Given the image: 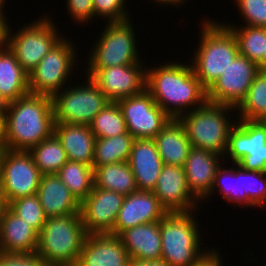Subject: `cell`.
Wrapping results in <instances>:
<instances>
[{"label":"cell","mask_w":266,"mask_h":266,"mask_svg":"<svg viewBox=\"0 0 266 266\" xmlns=\"http://www.w3.org/2000/svg\"><path fill=\"white\" fill-rule=\"evenodd\" d=\"M10 101L0 93V115L5 118Z\"/></svg>","instance_id":"46"},{"label":"cell","mask_w":266,"mask_h":266,"mask_svg":"<svg viewBox=\"0 0 266 266\" xmlns=\"http://www.w3.org/2000/svg\"><path fill=\"white\" fill-rule=\"evenodd\" d=\"M54 125L52 97L28 93L9 103L0 148L29 151L54 134Z\"/></svg>","instance_id":"2"},{"label":"cell","mask_w":266,"mask_h":266,"mask_svg":"<svg viewBox=\"0 0 266 266\" xmlns=\"http://www.w3.org/2000/svg\"><path fill=\"white\" fill-rule=\"evenodd\" d=\"M154 140L165 165L184 166L192 145L178 119H171Z\"/></svg>","instance_id":"26"},{"label":"cell","mask_w":266,"mask_h":266,"mask_svg":"<svg viewBox=\"0 0 266 266\" xmlns=\"http://www.w3.org/2000/svg\"><path fill=\"white\" fill-rule=\"evenodd\" d=\"M0 176L7 203L37 193L42 174L28 151L0 148Z\"/></svg>","instance_id":"12"},{"label":"cell","mask_w":266,"mask_h":266,"mask_svg":"<svg viewBox=\"0 0 266 266\" xmlns=\"http://www.w3.org/2000/svg\"><path fill=\"white\" fill-rule=\"evenodd\" d=\"M223 165L219 167L216 173V177L214 180V185L211 189L210 194L203 200L204 202L214 198L211 197L214 194H218L223 197V200L229 202L233 205L234 208L241 207H255L257 208L246 196L244 189L241 184V167L236 163H232V167L228 168L229 165L223 167ZM227 167V168H226ZM221 193V194H220ZM237 205V206H236Z\"/></svg>","instance_id":"28"},{"label":"cell","mask_w":266,"mask_h":266,"mask_svg":"<svg viewBox=\"0 0 266 266\" xmlns=\"http://www.w3.org/2000/svg\"><path fill=\"white\" fill-rule=\"evenodd\" d=\"M44 16V17H43ZM41 15L17 31L8 27L6 46L29 75L43 57L64 37L49 15ZM30 23V24H29ZM58 28V29H57Z\"/></svg>","instance_id":"8"},{"label":"cell","mask_w":266,"mask_h":266,"mask_svg":"<svg viewBox=\"0 0 266 266\" xmlns=\"http://www.w3.org/2000/svg\"><path fill=\"white\" fill-rule=\"evenodd\" d=\"M153 192L168 213L198 211L201 208L188 188L181 166L164 164Z\"/></svg>","instance_id":"17"},{"label":"cell","mask_w":266,"mask_h":266,"mask_svg":"<svg viewBox=\"0 0 266 266\" xmlns=\"http://www.w3.org/2000/svg\"><path fill=\"white\" fill-rule=\"evenodd\" d=\"M5 10L0 9V49L6 47L7 31L9 22L7 21ZM7 21V22H6Z\"/></svg>","instance_id":"43"},{"label":"cell","mask_w":266,"mask_h":266,"mask_svg":"<svg viewBox=\"0 0 266 266\" xmlns=\"http://www.w3.org/2000/svg\"><path fill=\"white\" fill-rule=\"evenodd\" d=\"M237 119L266 121V76L259 72L254 78L246 97L236 108Z\"/></svg>","instance_id":"34"},{"label":"cell","mask_w":266,"mask_h":266,"mask_svg":"<svg viewBox=\"0 0 266 266\" xmlns=\"http://www.w3.org/2000/svg\"><path fill=\"white\" fill-rule=\"evenodd\" d=\"M187 1L188 0H152L151 2L156 3V5L158 3L157 6H161V5L163 6L165 4L164 6H165V9H166V6H169V5H171V7L182 6L183 4L188 3Z\"/></svg>","instance_id":"45"},{"label":"cell","mask_w":266,"mask_h":266,"mask_svg":"<svg viewBox=\"0 0 266 266\" xmlns=\"http://www.w3.org/2000/svg\"><path fill=\"white\" fill-rule=\"evenodd\" d=\"M200 41L191 57V66L202 86L208 90L240 54L231 29L216 19H202Z\"/></svg>","instance_id":"3"},{"label":"cell","mask_w":266,"mask_h":266,"mask_svg":"<svg viewBox=\"0 0 266 266\" xmlns=\"http://www.w3.org/2000/svg\"><path fill=\"white\" fill-rule=\"evenodd\" d=\"M83 76L86 79L83 85L69 84L52 97L55 123L90 125L110 102L92 79Z\"/></svg>","instance_id":"10"},{"label":"cell","mask_w":266,"mask_h":266,"mask_svg":"<svg viewBox=\"0 0 266 266\" xmlns=\"http://www.w3.org/2000/svg\"><path fill=\"white\" fill-rule=\"evenodd\" d=\"M131 19L124 21L105 22L99 38H95L89 51L84 70H100L112 66L144 64L139 57L137 33ZM98 39V40H97ZM139 51V52H138Z\"/></svg>","instance_id":"7"},{"label":"cell","mask_w":266,"mask_h":266,"mask_svg":"<svg viewBox=\"0 0 266 266\" xmlns=\"http://www.w3.org/2000/svg\"><path fill=\"white\" fill-rule=\"evenodd\" d=\"M81 203L94 186V169L84 163L68 160L56 174Z\"/></svg>","instance_id":"32"},{"label":"cell","mask_w":266,"mask_h":266,"mask_svg":"<svg viewBox=\"0 0 266 266\" xmlns=\"http://www.w3.org/2000/svg\"><path fill=\"white\" fill-rule=\"evenodd\" d=\"M0 266H49L35 253H5L0 251Z\"/></svg>","instance_id":"41"},{"label":"cell","mask_w":266,"mask_h":266,"mask_svg":"<svg viewBox=\"0 0 266 266\" xmlns=\"http://www.w3.org/2000/svg\"><path fill=\"white\" fill-rule=\"evenodd\" d=\"M130 258L140 260H160V222L140 224L118 235Z\"/></svg>","instance_id":"25"},{"label":"cell","mask_w":266,"mask_h":266,"mask_svg":"<svg viewBox=\"0 0 266 266\" xmlns=\"http://www.w3.org/2000/svg\"><path fill=\"white\" fill-rule=\"evenodd\" d=\"M223 159L243 170L266 173V121L237 119L229 132Z\"/></svg>","instance_id":"11"},{"label":"cell","mask_w":266,"mask_h":266,"mask_svg":"<svg viewBox=\"0 0 266 266\" xmlns=\"http://www.w3.org/2000/svg\"><path fill=\"white\" fill-rule=\"evenodd\" d=\"M167 213L153 191L137 190L125 196L111 235L118 236L140 224L160 222Z\"/></svg>","instance_id":"18"},{"label":"cell","mask_w":266,"mask_h":266,"mask_svg":"<svg viewBox=\"0 0 266 266\" xmlns=\"http://www.w3.org/2000/svg\"><path fill=\"white\" fill-rule=\"evenodd\" d=\"M69 39L64 36L28 75L30 93L53 97L69 85L78 63L75 42Z\"/></svg>","instance_id":"9"},{"label":"cell","mask_w":266,"mask_h":266,"mask_svg":"<svg viewBox=\"0 0 266 266\" xmlns=\"http://www.w3.org/2000/svg\"><path fill=\"white\" fill-rule=\"evenodd\" d=\"M231 111L235 113L236 108L207 101L203 106L181 115L178 120L184 126L192 147L224 156L229 132L237 122Z\"/></svg>","instance_id":"6"},{"label":"cell","mask_w":266,"mask_h":266,"mask_svg":"<svg viewBox=\"0 0 266 266\" xmlns=\"http://www.w3.org/2000/svg\"><path fill=\"white\" fill-rule=\"evenodd\" d=\"M38 232L8 207L0 211V251L5 253H35Z\"/></svg>","instance_id":"22"},{"label":"cell","mask_w":266,"mask_h":266,"mask_svg":"<svg viewBox=\"0 0 266 266\" xmlns=\"http://www.w3.org/2000/svg\"><path fill=\"white\" fill-rule=\"evenodd\" d=\"M128 266H170L168 262L165 260H140L130 258L128 262Z\"/></svg>","instance_id":"44"},{"label":"cell","mask_w":266,"mask_h":266,"mask_svg":"<svg viewBox=\"0 0 266 266\" xmlns=\"http://www.w3.org/2000/svg\"><path fill=\"white\" fill-rule=\"evenodd\" d=\"M243 26L266 28V0H234Z\"/></svg>","instance_id":"38"},{"label":"cell","mask_w":266,"mask_h":266,"mask_svg":"<svg viewBox=\"0 0 266 266\" xmlns=\"http://www.w3.org/2000/svg\"><path fill=\"white\" fill-rule=\"evenodd\" d=\"M219 251V248H211L207 254H205L195 265L192 266H224L222 253Z\"/></svg>","instance_id":"42"},{"label":"cell","mask_w":266,"mask_h":266,"mask_svg":"<svg viewBox=\"0 0 266 266\" xmlns=\"http://www.w3.org/2000/svg\"><path fill=\"white\" fill-rule=\"evenodd\" d=\"M134 139L129 132L108 138H96L93 169L128 161Z\"/></svg>","instance_id":"30"},{"label":"cell","mask_w":266,"mask_h":266,"mask_svg":"<svg viewBox=\"0 0 266 266\" xmlns=\"http://www.w3.org/2000/svg\"><path fill=\"white\" fill-rule=\"evenodd\" d=\"M235 35L242 56L257 63L260 70L263 68V57L266 52V28L254 26H236L232 22L226 23Z\"/></svg>","instance_id":"31"},{"label":"cell","mask_w":266,"mask_h":266,"mask_svg":"<svg viewBox=\"0 0 266 266\" xmlns=\"http://www.w3.org/2000/svg\"><path fill=\"white\" fill-rule=\"evenodd\" d=\"M145 64L112 66L100 70H84L112 102L141 93L146 88Z\"/></svg>","instance_id":"15"},{"label":"cell","mask_w":266,"mask_h":266,"mask_svg":"<svg viewBox=\"0 0 266 266\" xmlns=\"http://www.w3.org/2000/svg\"><path fill=\"white\" fill-rule=\"evenodd\" d=\"M224 162L217 153L191 147L183 168L188 188L200 203L210 194L217 170Z\"/></svg>","instance_id":"19"},{"label":"cell","mask_w":266,"mask_h":266,"mask_svg":"<svg viewBox=\"0 0 266 266\" xmlns=\"http://www.w3.org/2000/svg\"><path fill=\"white\" fill-rule=\"evenodd\" d=\"M125 196L95 185L80 203L82 223L87 234H111Z\"/></svg>","instance_id":"16"},{"label":"cell","mask_w":266,"mask_h":266,"mask_svg":"<svg viewBox=\"0 0 266 266\" xmlns=\"http://www.w3.org/2000/svg\"><path fill=\"white\" fill-rule=\"evenodd\" d=\"M3 132H4V118L0 115V145L2 142Z\"/></svg>","instance_id":"48"},{"label":"cell","mask_w":266,"mask_h":266,"mask_svg":"<svg viewBox=\"0 0 266 266\" xmlns=\"http://www.w3.org/2000/svg\"><path fill=\"white\" fill-rule=\"evenodd\" d=\"M89 126L96 138H108L128 132L120 106L112 101L94 117Z\"/></svg>","instance_id":"35"},{"label":"cell","mask_w":266,"mask_h":266,"mask_svg":"<svg viewBox=\"0 0 266 266\" xmlns=\"http://www.w3.org/2000/svg\"><path fill=\"white\" fill-rule=\"evenodd\" d=\"M127 131L135 139H154L172 119L145 88L141 93L117 101Z\"/></svg>","instance_id":"13"},{"label":"cell","mask_w":266,"mask_h":266,"mask_svg":"<svg viewBox=\"0 0 266 266\" xmlns=\"http://www.w3.org/2000/svg\"><path fill=\"white\" fill-rule=\"evenodd\" d=\"M138 190L153 191L164 165L154 139H134L128 160Z\"/></svg>","instance_id":"21"},{"label":"cell","mask_w":266,"mask_h":266,"mask_svg":"<svg viewBox=\"0 0 266 266\" xmlns=\"http://www.w3.org/2000/svg\"><path fill=\"white\" fill-rule=\"evenodd\" d=\"M94 185L124 196L138 190L128 161L97 167L94 170Z\"/></svg>","instance_id":"29"},{"label":"cell","mask_w":266,"mask_h":266,"mask_svg":"<svg viewBox=\"0 0 266 266\" xmlns=\"http://www.w3.org/2000/svg\"><path fill=\"white\" fill-rule=\"evenodd\" d=\"M259 72L257 63L239 54L207 90V101L237 108Z\"/></svg>","instance_id":"14"},{"label":"cell","mask_w":266,"mask_h":266,"mask_svg":"<svg viewBox=\"0 0 266 266\" xmlns=\"http://www.w3.org/2000/svg\"><path fill=\"white\" fill-rule=\"evenodd\" d=\"M66 2L69 16L71 15L70 18L74 23L86 25L92 24V20L95 21L92 0H66Z\"/></svg>","instance_id":"40"},{"label":"cell","mask_w":266,"mask_h":266,"mask_svg":"<svg viewBox=\"0 0 266 266\" xmlns=\"http://www.w3.org/2000/svg\"><path fill=\"white\" fill-rule=\"evenodd\" d=\"M127 0H92L95 18L106 22L124 21L130 19L126 9Z\"/></svg>","instance_id":"39"},{"label":"cell","mask_w":266,"mask_h":266,"mask_svg":"<svg viewBox=\"0 0 266 266\" xmlns=\"http://www.w3.org/2000/svg\"><path fill=\"white\" fill-rule=\"evenodd\" d=\"M198 212H173L167 213L160 221L161 233V259L170 266L195 265L210 247L205 249L203 239L194 213ZM204 247V248H203ZM203 249V250H202Z\"/></svg>","instance_id":"4"},{"label":"cell","mask_w":266,"mask_h":266,"mask_svg":"<svg viewBox=\"0 0 266 266\" xmlns=\"http://www.w3.org/2000/svg\"><path fill=\"white\" fill-rule=\"evenodd\" d=\"M8 208L38 233L47 219L36 194L15 199L8 204Z\"/></svg>","instance_id":"36"},{"label":"cell","mask_w":266,"mask_h":266,"mask_svg":"<svg viewBox=\"0 0 266 266\" xmlns=\"http://www.w3.org/2000/svg\"><path fill=\"white\" fill-rule=\"evenodd\" d=\"M0 93L10 102L30 93L29 76L7 46L0 49Z\"/></svg>","instance_id":"27"},{"label":"cell","mask_w":266,"mask_h":266,"mask_svg":"<svg viewBox=\"0 0 266 266\" xmlns=\"http://www.w3.org/2000/svg\"><path fill=\"white\" fill-rule=\"evenodd\" d=\"M42 175L57 174L68 161L61 141L53 134L28 151Z\"/></svg>","instance_id":"33"},{"label":"cell","mask_w":266,"mask_h":266,"mask_svg":"<svg viewBox=\"0 0 266 266\" xmlns=\"http://www.w3.org/2000/svg\"><path fill=\"white\" fill-rule=\"evenodd\" d=\"M8 1V0H7ZM6 0H0V9H3L4 10V7L5 6V2L8 3Z\"/></svg>","instance_id":"49"},{"label":"cell","mask_w":266,"mask_h":266,"mask_svg":"<svg viewBox=\"0 0 266 266\" xmlns=\"http://www.w3.org/2000/svg\"><path fill=\"white\" fill-rule=\"evenodd\" d=\"M266 65V52H264V57H263V67Z\"/></svg>","instance_id":"50"},{"label":"cell","mask_w":266,"mask_h":266,"mask_svg":"<svg viewBox=\"0 0 266 266\" xmlns=\"http://www.w3.org/2000/svg\"><path fill=\"white\" fill-rule=\"evenodd\" d=\"M6 207H8V203H7L5 196H4V193H3L2 179L0 176V211Z\"/></svg>","instance_id":"47"},{"label":"cell","mask_w":266,"mask_h":266,"mask_svg":"<svg viewBox=\"0 0 266 266\" xmlns=\"http://www.w3.org/2000/svg\"><path fill=\"white\" fill-rule=\"evenodd\" d=\"M36 195L47 218L80 213V202L56 174L41 176Z\"/></svg>","instance_id":"23"},{"label":"cell","mask_w":266,"mask_h":266,"mask_svg":"<svg viewBox=\"0 0 266 266\" xmlns=\"http://www.w3.org/2000/svg\"><path fill=\"white\" fill-rule=\"evenodd\" d=\"M129 259L118 236L87 234L76 266H128Z\"/></svg>","instance_id":"20"},{"label":"cell","mask_w":266,"mask_h":266,"mask_svg":"<svg viewBox=\"0 0 266 266\" xmlns=\"http://www.w3.org/2000/svg\"><path fill=\"white\" fill-rule=\"evenodd\" d=\"M260 71L263 72L264 75L266 76V65Z\"/></svg>","instance_id":"51"},{"label":"cell","mask_w":266,"mask_h":266,"mask_svg":"<svg viewBox=\"0 0 266 266\" xmlns=\"http://www.w3.org/2000/svg\"><path fill=\"white\" fill-rule=\"evenodd\" d=\"M241 184L246 196L258 208H266V173L243 170Z\"/></svg>","instance_id":"37"},{"label":"cell","mask_w":266,"mask_h":266,"mask_svg":"<svg viewBox=\"0 0 266 266\" xmlns=\"http://www.w3.org/2000/svg\"><path fill=\"white\" fill-rule=\"evenodd\" d=\"M86 236L80 213L49 217L38 234L36 254L49 266H76Z\"/></svg>","instance_id":"5"},{"label":"cell","mask_w":266,"mask_h":266,"mask_svg":"<svg viewBox=\"0 0 266 266\" xmlns=\"http://www.w3.org/2000/svg\"><path fill=\"white\" fill-rule=\"evenodd\" d=\"M54 134L61 141L68 160L92 166L96 137L89 125L55 123Z\"/></svg>","instance_id":"24"},{"label":"cell","mask_w":266,"mask_h":266,"mask_svg":"<svg viewBox=\"0 0 266 266\" xmlns=\"http://www.w3.org/2000/svg\"><path fill=\"white\" fill-rule=\"evenodd\" d=\"M169 62L155 67L146 65V89L161 109L172 119H178L203 106L207 102V90L195 76L190 61L189 65L185 60Z\"/></svg>","instance_id":"1"}]
</instances>
